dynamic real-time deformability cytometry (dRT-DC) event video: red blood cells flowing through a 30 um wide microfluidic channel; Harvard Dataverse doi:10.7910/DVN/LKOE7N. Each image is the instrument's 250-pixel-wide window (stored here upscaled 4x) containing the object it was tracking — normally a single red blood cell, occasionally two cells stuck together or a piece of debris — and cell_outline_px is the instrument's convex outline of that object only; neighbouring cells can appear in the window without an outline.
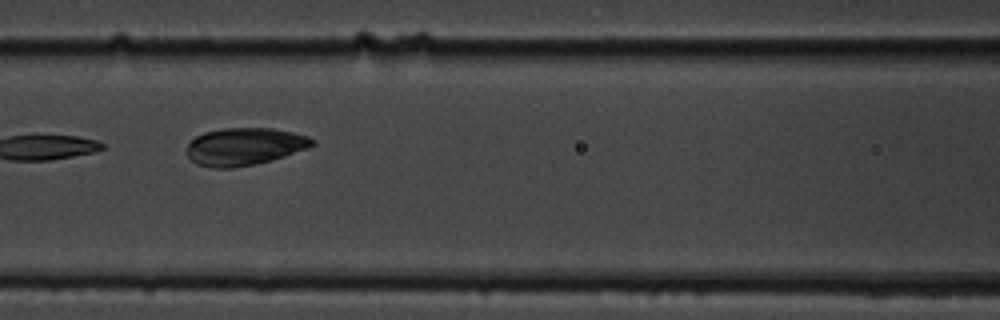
{"species": "common noctule bat (a hibernating species)", "species_latin": "Nyctalus noctula", "temperature_condition": "cold", "stored_images_in_passage": 5, "camera_frame_rate_fps": 3000, "um_per_image_px": 0.085, "animal": {"sex": "male", "body_mass_g": 19.5, "forearm_length_mm": 54.6}, "frame": {"image": 1, "passage_image": 3, "time_ms": 2.333, "image_size_px": [1000, 320], "cell_outline_px": [[316, 144], [308, 148], [272, 160], [256, 164], [232, 168], [216, 168], [196, 164], [188, 156], [188, 144], [196, 136], [204, 132], [224, 128], [272, 128], [292, 132], [308, 136], [316, 140]], "centroid_in_image_um": [20.81, 12.45], "position_along_channel_um": 145.8, "area_um2": 27.4}}
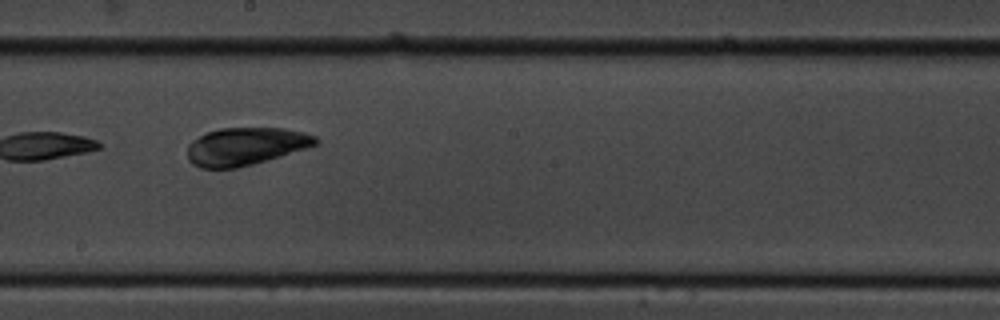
{"frame": {"image": 2, "passage_image": 5, "time_ms": 4.667, "image_size_px": [1000, 320], "cell_outline_px": [[320, 140], [316, 144], [304, 148], [252, 164], [236, 168], [200, 168], [192, 164], [188, 160], [188, 144], [192, 140], [204, 132], [220, 128], [284, 128], [304, 132], [316, 136]], "centroid_in_image_um": [20.82, 12.42], "position_along_channel_um": 227.4, "area_um2": 28.03}}